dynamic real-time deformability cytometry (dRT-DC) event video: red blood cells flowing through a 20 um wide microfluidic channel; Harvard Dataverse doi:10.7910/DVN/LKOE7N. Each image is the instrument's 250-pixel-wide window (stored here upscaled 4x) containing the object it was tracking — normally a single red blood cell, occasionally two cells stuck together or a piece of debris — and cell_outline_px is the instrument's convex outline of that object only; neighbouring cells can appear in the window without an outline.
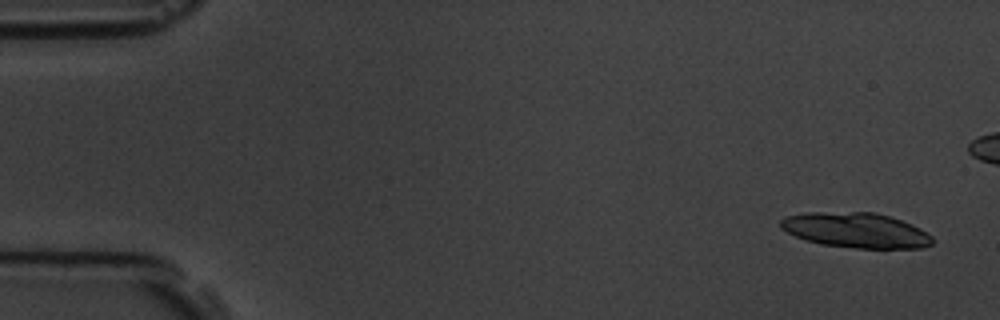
{"species": "common noctule bat (a hibernating species)", "species_latin": "Nyctalus noctula", "temperature_condition": "room temperature", "stored_images_in_passage": 4, "camera_frame_rate_fps": 3000, "um_per_image_px": 0.085, "animal": {"sex": "male", "body_mass_g": 19.5, "forearm_length_mm": 54.6}, "frame": {"image": 1, "passage_image": 1, "time_ms": 0.0, "image_size_px": [1000, 320], "cell_outline_px": [[932, 244], [920, 248], [856, 248], [820, 244], [796, 236], [780, 228], [780, 220], [784, 216], [808, 212], [876, 212], [912, 224], [920, 228], [932, 236]], "centroid_in_image_um": [72.74, 19.56], "position_along_channel_um": 12.3, "area_um2": 30.98}}